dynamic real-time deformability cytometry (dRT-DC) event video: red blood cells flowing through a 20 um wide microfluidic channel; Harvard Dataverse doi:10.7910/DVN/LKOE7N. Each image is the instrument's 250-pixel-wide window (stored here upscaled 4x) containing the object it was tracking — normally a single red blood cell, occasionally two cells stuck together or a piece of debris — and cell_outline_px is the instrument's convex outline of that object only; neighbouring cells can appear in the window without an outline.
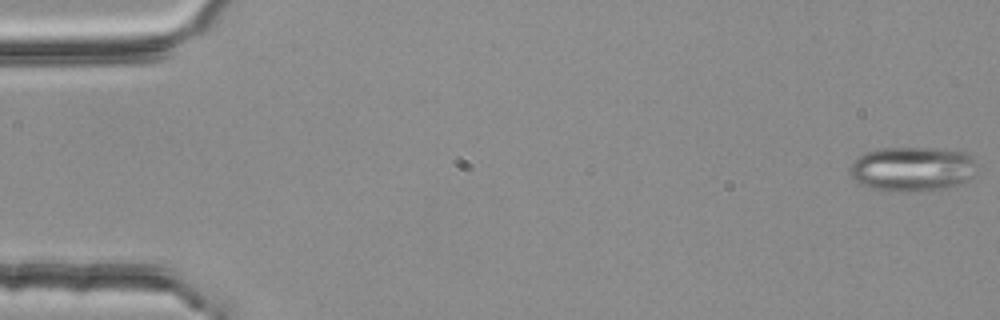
{"species": "common noctule bat (a hibernating species)", "species_latin": "Nyctalus noctula", "temperature_condition": "room temperature", "stored_images_in_passage": 54, "segment_of_instrument_passage": [1, 2], "camera_frame_rate_fps": 3000, "um_per_image_px": 0.085, "animal": {"sex": "female", "body_mass_g": 25.1}, "frame": {"image": 1, "passage_image": 1, "time_ms": 0.0, "image_size_px": [1000, 320], "cell_outline_px": [[976, 164], [972, 176], [960, 184], [948, 188], [908, 192], [868, 188], [856, 180], [852, 176], [848, 168], [864, 152], [880, 148], [936, 148], [964, 152], [972, 156], [976, 160]], "centroid_in_image_um": [77.56, 14.36], "position_along_channel_um": 7.4, "area_um2": 33.0}}
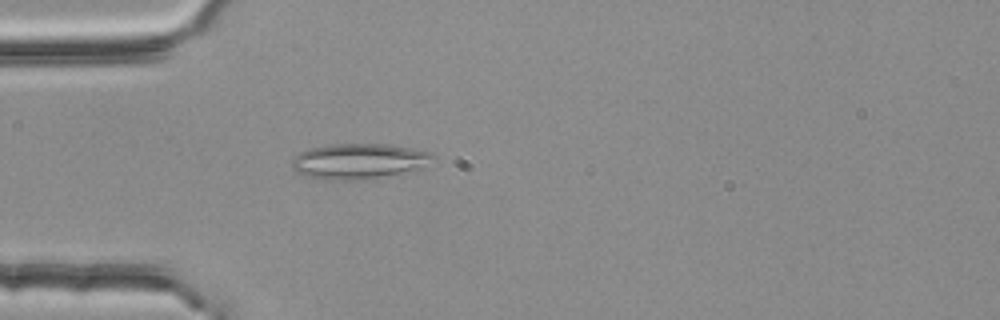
{"frame": {"image": 2, "passage_image": 16, "time_ms": 5.0, "image_size_px": [1000, 320], "cell_outline_px": [[436, 160], [424, 168], [416, 172], [364, 180], [324, 180], [308, 176], [296, 172], [292, 168], [292, 160], [300, 152], [308, 148], [328, 144], [388, 144], [412, 148], [428, 152], [436, 156]], "centroid_in_image_um": [30.59, 13.72], "position_along_channel_um": 54.4, "area_um2": 30.0}}